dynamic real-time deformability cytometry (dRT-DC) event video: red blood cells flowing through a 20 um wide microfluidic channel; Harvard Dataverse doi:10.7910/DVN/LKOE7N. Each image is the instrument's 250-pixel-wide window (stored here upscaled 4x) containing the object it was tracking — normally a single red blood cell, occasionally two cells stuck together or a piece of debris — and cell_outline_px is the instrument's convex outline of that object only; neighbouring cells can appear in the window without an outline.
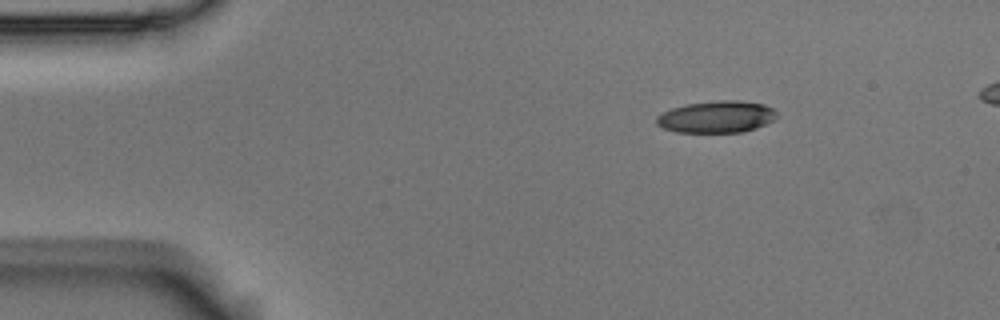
{"species": "Egyptian fruit bat (a non-hibernating species)", "species_latin": "Rousettus aegyptiacus", "temperature_condition": "room temperature", "stored_images_in_passage": 3, "camera_frame_rate_fps": 3000, "um_per_image_px": 0.085, "animal": {"sex": "male"}, "frame": {"image": 1, "passage_image": 1, "time_ms": 0.0, "image_size_px": [1000, 320], "cell_outline_px": [[776, 120], [756, 128], [740, 132], [676, 132], [664, 128], [656, 124], [656, 116], [672, 108], [688, 104], [720, 100], [736, 100], [764, 104], [772, 108], [776, 112]], "centroid_in_image_um": [60.92, 9.93], "position_along_channel_um": 24.1, "area_um2": 22.25}}